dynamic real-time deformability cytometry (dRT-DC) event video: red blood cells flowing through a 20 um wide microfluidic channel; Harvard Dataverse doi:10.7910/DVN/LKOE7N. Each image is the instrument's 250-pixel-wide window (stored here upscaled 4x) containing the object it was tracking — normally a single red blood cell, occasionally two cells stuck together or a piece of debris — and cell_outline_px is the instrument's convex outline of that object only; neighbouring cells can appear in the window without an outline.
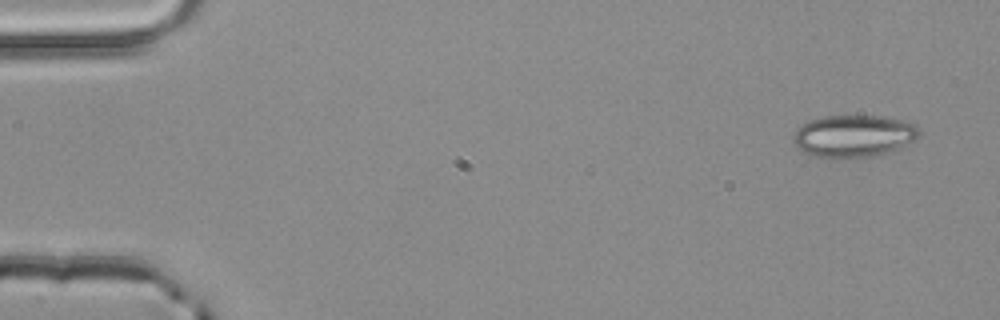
{"species": "common noctule bat (a hibernating species)", "species_latin": "Nyctalus noctula", "temperature_condition": "room temperature", "stored_images_in_passage": 4, "camera_frame_rate_fps": 3000, "um_per_image_px": 0.085, "animal": {"sex": "male", "body_mass_g": 20.4}, "frame": {"image": 1, "passage_image": 1, "time_ms": 0.0, "image_size_px": [1000, 320], "cell_outline_px": [[920, 136], [896, 152], [868, 156], [812, 156], [796, 148], [792, 140], [792, 136], [796, 128], [800, 124], [808, 120], [824, 116], [884, 116], [916, 124], [920, 128]], "centroid_in_image_um": [72.57, 11.54], "position_along_channel_um": 12.4, "area_um2": 31.15}}